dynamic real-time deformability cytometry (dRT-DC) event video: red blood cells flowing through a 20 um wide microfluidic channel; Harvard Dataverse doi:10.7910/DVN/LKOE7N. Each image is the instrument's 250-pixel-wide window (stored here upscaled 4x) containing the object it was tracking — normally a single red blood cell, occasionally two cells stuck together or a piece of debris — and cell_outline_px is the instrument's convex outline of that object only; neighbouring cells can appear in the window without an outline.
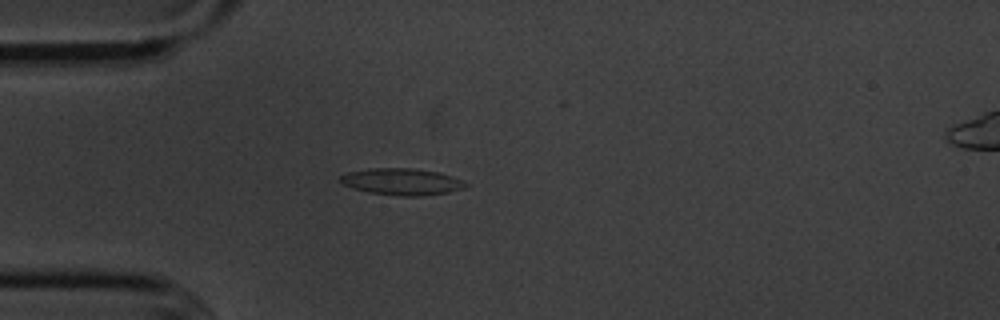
{"species": "common noctule bat (a hibernating species)", "species_latin": "Nyctalus noctula", "temperature_condition": "cold", "stored_images_in_passage": 54, "camera_frame_rate_fps": 3000, "um_per_image_px": 0.085, "animal": {"sex": "male", "body_mass_g": 20.1, "forearm_length_mm": 53.5}, "frame": {"image": 1, "passage_image": 14, "time_ms": 4.333, "image_size_px": [1000, 320], "cell_outline_px": [[468, 184], [464, 188], [448, 192], [420, 196], [400, 196], [368, 192], [352, 188], [336, 180], [340, 176], [348, 172], [368, 168], [412, 168], [440, 172], [464, 180]], "centroid_in_image_um": [34.14, 15.44], "position_along_channel_um": 50.9, "area_um2": 19.65}}
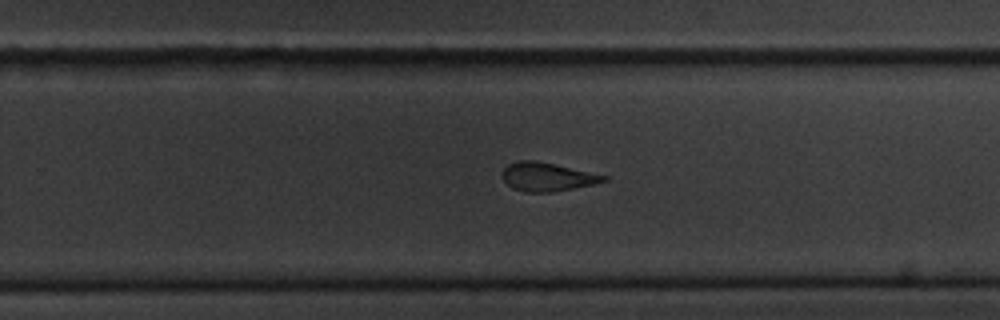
{"frame": {"image": 2, "passage_image": 34, "time_ms": 11.0, "image_size_px": [1000, 320], "cell_outline_px": [[608, 180], [592, 184], [552, 192], [524, 192], [512, 188], [500, 176], [500, 172], [508, 164], [520, 160], [536, 160], [608, 176]], "centroid_in_image_um": [46.45, 15.02], "position_along_channel_um": 283.4, "area_um2": 16.82}}
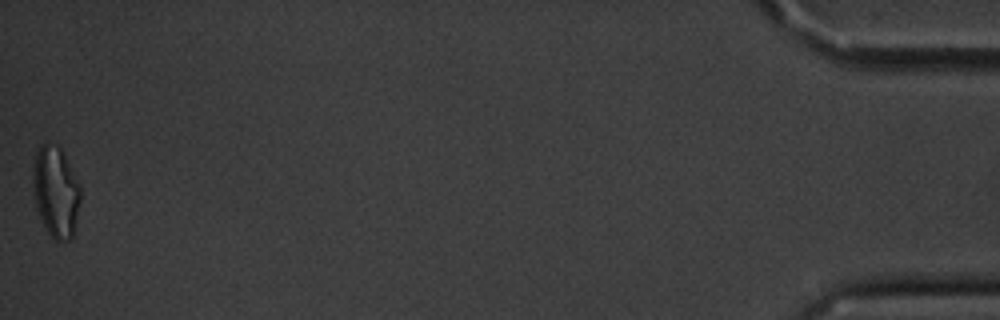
{"frame": {"image": 3, "passage_image": 54, "time_ms": 17.667, "image_size_px": [1000, 320], "cell_outline_px": [[80, 200], [72, 236], [68, 240], [56, 240], [48, 232], [36, 208], [32, 184], [32, 168], [36, 152], [40, 144], [56, 144], [60, 148], [80, 184]], "centroid_in_image_um": [4.72, 16.26], "position_along_channel_um": 430.5, "area_um2": 24.91}, "authors_computed_cell_mechanics": {"area_um2": 18.4671, "velocity_mm_per_s": 3.6276, "shape_relaxation_time_tau1_ms": 4.1387, "shape_relaxation_time_tau2_ms": 1.8287, "deformation_change_tau1": 0.1351, "deformation_change_tau2": 0.0958}}